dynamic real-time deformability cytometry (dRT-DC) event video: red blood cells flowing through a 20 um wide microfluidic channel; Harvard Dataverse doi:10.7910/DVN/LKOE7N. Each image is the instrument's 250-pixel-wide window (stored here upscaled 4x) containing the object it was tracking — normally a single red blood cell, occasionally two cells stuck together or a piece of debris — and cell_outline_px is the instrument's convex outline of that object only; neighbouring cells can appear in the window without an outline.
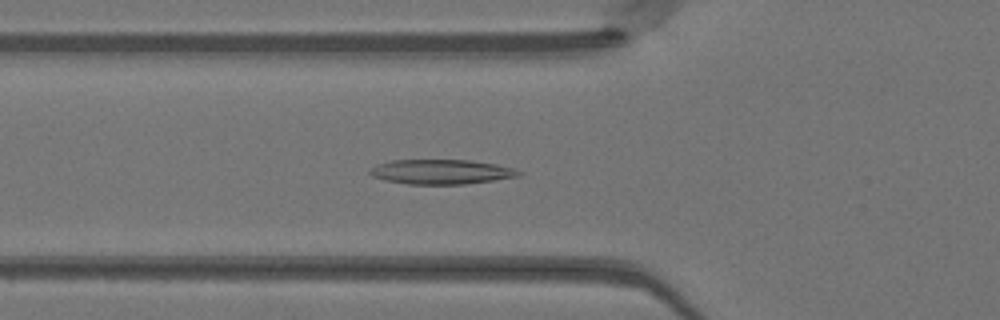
{"species": "Egyptian fruit bat (a non-hibernating species)", "species_latin": "Rousettus aegyptiacus", "temperature_condition": "warm", "stored_images_in_passage": 41, "camera_frame_rate_fps": 3000, "um_per_image_px": 0.085, "animal": {"sex": "female"}, "frame": {"image": 1, "passage_image": 9, "time_ms": 2.667, "image_size_px": [1000, 320], "cell_outline_px": [[524, 172], [520, 176], [496, 180], [464, 184], [408, 184], [384, 180], [372, 176], [368, 172], [368, 168], [376, 164], [392, 160], [472, 160], [496, 164], [512, 168]], "centroid_in_image_um": [37.49, 14.6], "position_along_channel_um": 88.3, "area_um2": 21.62}}
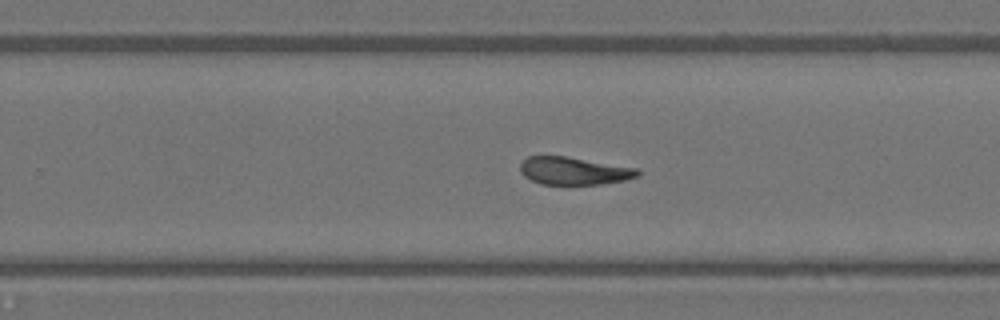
{"frame": {"image": 2, "passage_image": 23, "time_ms": 7.333, "image_size_px": [1000, 320], "cell_outline_px": [[640, 176], [624, 180], [600, 184], [564, 188], [540, 184], [524, 176], [520, 172], [520, 164], [528, 156], [568, 156], [640, 168]], "centroid_in_image_um": [48.8, 14.57], "position_along_channel_um": 281.0, "area_um2": 20.0}}
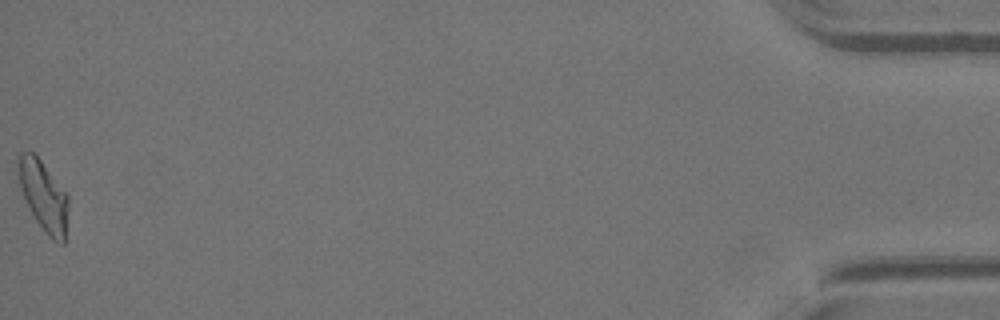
{"frame": {"image": 3, "passage_image": 41, "time_ms": 13.333, "image_size_px": [1000, 320], "cell_outline_px": [[68, 208], [64, 244], [60, 244], [52, 240], [48, 236], [36, 220], [20, 188], [16, 160], [20, 152], [32, 152], [40, 160], [68, 196]], "centroid_in_image_um": [3.69, 16.66], "position_along_channel_um": 431.5, "area_um2": 20.11}, "authors_computed_cell_mechanics": {"area_um2": 20.1144, "velocity_mm_per_s": 4.1188, "shape_relaxation_time_tau1_ms": null, "shape_relaxation_time_tau2_ms": 2.0631, "deformation_change_tau1": null, "deformation_change_tau2": 0.1144}}